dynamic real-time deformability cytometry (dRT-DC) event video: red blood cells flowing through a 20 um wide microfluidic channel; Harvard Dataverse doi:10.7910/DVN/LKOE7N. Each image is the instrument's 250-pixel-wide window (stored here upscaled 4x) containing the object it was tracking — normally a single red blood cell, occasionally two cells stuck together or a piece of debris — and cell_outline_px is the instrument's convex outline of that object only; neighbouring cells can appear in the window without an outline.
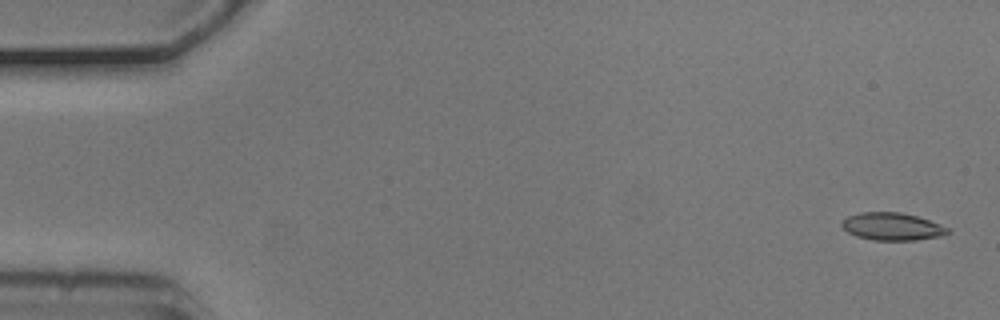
{"species": "common noctule bat (a hibernating species)", "species_latin": "Nyctalus noctula", "temperature_condition": "cold", "stored_images_in_passage": 6, "camera_frame_rate_fps": 3000, "um_per_image_px": 0.085, "animal": {"sex": "male", "body_mass_g": 20.5, "forearm_length_mm": 52.5}, "frame": {"image": 1, "passage_image": 1, "time_ms": 0.0, "image_size_px": [1000, 320], "cell_outline_px": [[952, 232], [940, 236], [916, 240], [872, 240], [856, 236], [848, 232], [840, 224], [840, 220], [848, 216], [860, 212], [900, 212], [916, 216], [928, 220], [948, 228]], "centroid_in_image_um": [75.79, 19.25], "position_along_channel_um": 9.2, "area_um2": 16.99}}